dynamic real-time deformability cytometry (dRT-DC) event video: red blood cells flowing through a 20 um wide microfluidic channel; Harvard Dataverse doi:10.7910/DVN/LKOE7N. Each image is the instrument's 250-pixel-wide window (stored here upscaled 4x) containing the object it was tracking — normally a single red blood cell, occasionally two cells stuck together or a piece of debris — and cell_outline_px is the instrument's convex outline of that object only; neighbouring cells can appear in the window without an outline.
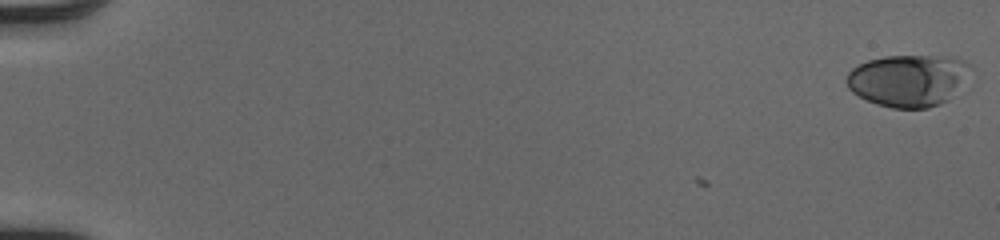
{"species": "human", "species_latin": "Homo sapiens", "temperature_condition": "cold", "stored_images_in_passage": 52, "camera_frame_rate_fps": 3000, "um_per_image_px": 0.085, "donor": {"sex": "male"}, "frame": {"image": 1, "passage_image": 1, "time_ms": 0.0, "image_size_px": [1000, 240], "cell_outline_px": [[968, 64], [948, 100], [940, 104], [928, 108], [892, 108], [876, 104], [852, 92], [848, 88], [844, 80], [848, 72], [852, 68], [868, 60], [884, 56], [952, 56], [964, 60]], "centroid_in_image_um": [77.06, 6.83], "position_along_channel_um": 7.9, "area_um2": 36.65}}
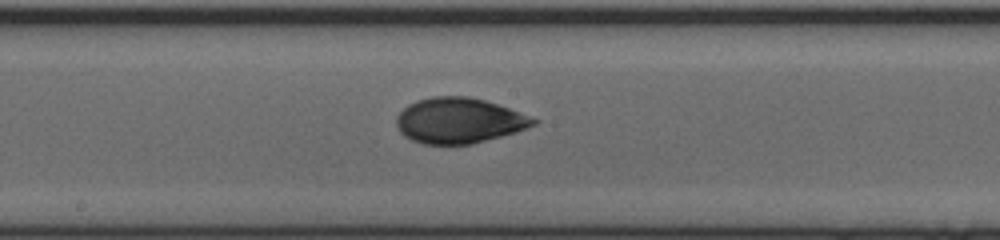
{"frame": {"image": 2, "passage_image": 30, "time_ms": 9.667, "image_size_px": [1000, 240], "cell_outline_px": [[540, 120], [536, 124], [516, 132], [472, 144], [424, 144], [412, 140], [404, 136], [400, 132], [396, 124], [396, 116], [408, 104], [416, 100], [432, 96], [468, 96], [484, 100], [520, 112]], "centroid_in_image_um": [39.0, 10.24], "position_along_channel_um": 209.2, "area_um2": 36.3}}
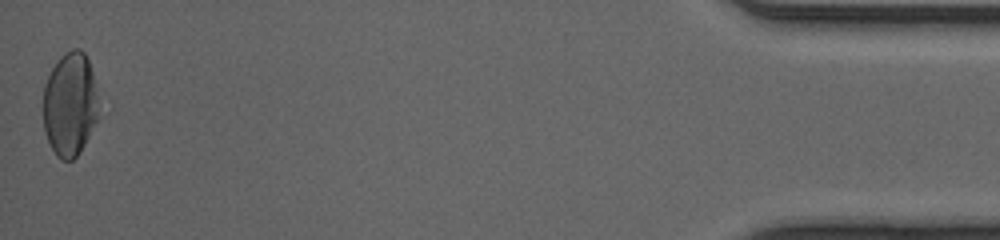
{"frame": {"image": 3, "passage_image": 52, "time_ms": 17.0, "image_size_px": [1000, 240], "cell_outline_px": [[112, 108], [80, 152], [72, 160], [60, 160], [56, 156], [44, 132], [44, 84], [52, 68], [60, 56], [64, 52], [72, 48], [80, 48], [84, 52]], "centroid_in_image_um": [6.19, 8.87], "position_along_channel_um": 429.0, "area_um2": 37.17}, "authors_computed_cell_mechanics": {"area_um2": 35.6626, "velocity_mm_per_s": 4.1144, "shape_relaxation_time_tau1_ms": 4.5209, "shape_relaxation_time_tau2_ms": 1.7416, "deformation_change_tau1": 0.1708, "deformation_change_tau2": 0.0542}}